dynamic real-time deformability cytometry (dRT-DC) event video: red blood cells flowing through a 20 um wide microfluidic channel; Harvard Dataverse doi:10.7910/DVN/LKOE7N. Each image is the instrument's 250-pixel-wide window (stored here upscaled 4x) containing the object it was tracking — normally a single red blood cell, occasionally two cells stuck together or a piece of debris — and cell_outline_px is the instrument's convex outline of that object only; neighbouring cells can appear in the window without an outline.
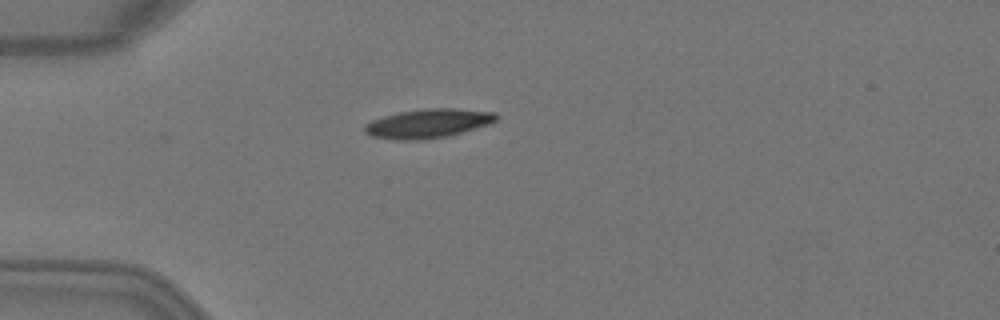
{"species": "Egyptian fruit bat (a non-hibernating species)", "species_latin": "Rousettus aegyptiacus", "temperature_condition": "warm", "stored_images_in_passage": 3, "camera_frame_rate_fps": 3000, "um_per_image_px": 0.085, "animal": {"sex": "female"}, "frame": {"image": 1, "passage_image": 3, "time_ms": 0.667, "image_size_px": [1000, 320], "cell_outline_px": [[496, 120], [492, 124], [448, 136], [424, 140], [396, 140], [372, 136], [364, 132], [364, 124], [372, 120], [384, 116], [400, 112], [428, 108], [456, 108], [496, 112]], "centroid_in_image_um": [36.4, 10.5], "position_along_channel_um": 48.6, "area_um2": 22.43}}